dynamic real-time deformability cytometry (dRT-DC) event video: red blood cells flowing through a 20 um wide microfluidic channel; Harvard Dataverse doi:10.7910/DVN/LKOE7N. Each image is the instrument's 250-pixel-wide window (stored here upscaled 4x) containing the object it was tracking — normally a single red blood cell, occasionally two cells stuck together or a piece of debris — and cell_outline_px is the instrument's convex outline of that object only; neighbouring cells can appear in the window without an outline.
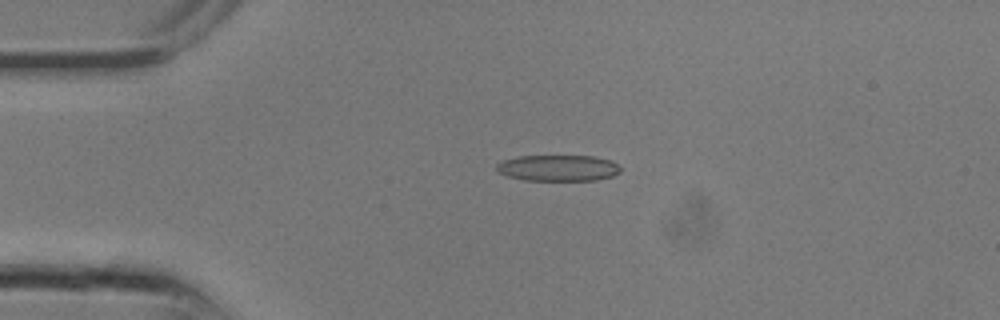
{"species": "common noctule bat (a hibernating species)", "species_latin": "Nyctalus noctula", "temperature_condition": "room temperature", "stored_images_in_passage": 12, "camera_frame_rate_fps": 3000, "um_per_image_px": 0.085, "animal": {"sex": "male", "body_mass_g": 13.3}, "frame": {"image": 1, "passage_image": 1, "time_ms": 0.0, "image_size_px": [1000, 320], "cell_outline_px": [[620, 172], [612, 176], [596, 180], [524, 180], [508, 176], [496, 172], [496, 164], [504, 160], [520, 156], [596, 156], [612, 160], [620, 168]], "centroid_in_image_um": [47.44, 14.28], "position_along_channel_um": 37.6, "area_um2": 18.9}}
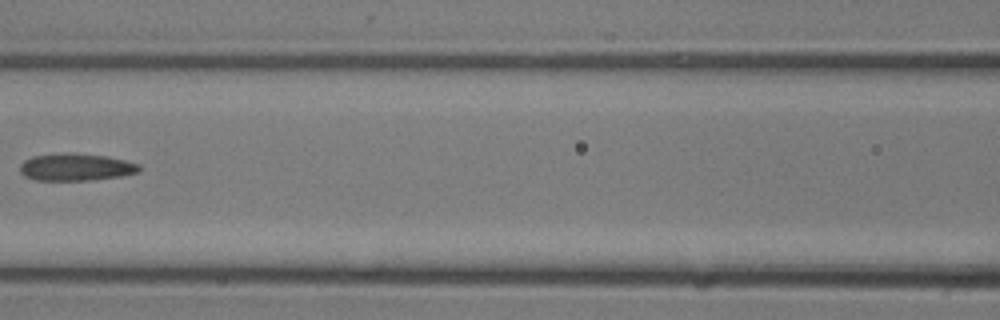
{"frame": {"image": 2, "passage_image": 7, "time_ms": 2.0, "image_size_px": [1000, 320], "cell_outline_px": [[140, 172], [120, 176], [88, 180], [36, 180], [24, 176], [20, 172], [20, 164], [24, 160], [32, 156], [68, 152], [104, 156], [124, 160], [140, 164]], "centroid_in_image_um": [6.43, 14.2], "position_along_channel_um": 160.2, "area_um2": 18.9}}
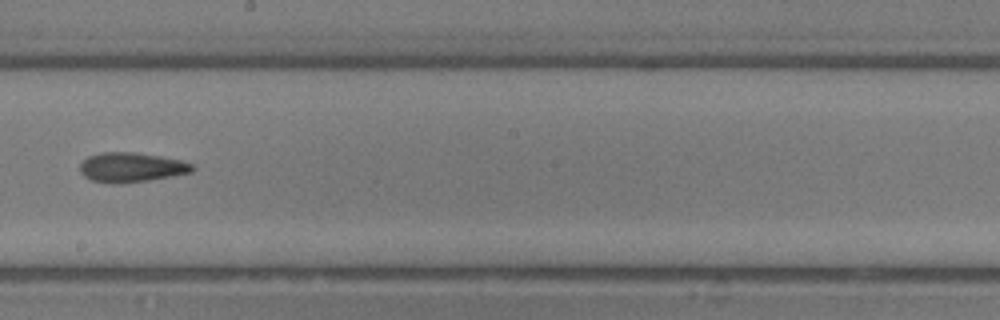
{"frame": {"image": 3, "passage_image": 10, "time_ms": 3.0, "image_size_px": [1000, 320], "cell_outline_px": [[196, 168], [192, 172], [172, 176], [148, 180], [120, 184], [116, 184], [92, 180], [84, 176], [80, 172], [80, 164], [88, 156], [104, 152], [132, 152], [160, 156], [180, 160], [192, 164]], "centroid_in_image_um": [11.17, 14.23], "position_along_channel_um": 237.0, "area_um2": 19.31}}